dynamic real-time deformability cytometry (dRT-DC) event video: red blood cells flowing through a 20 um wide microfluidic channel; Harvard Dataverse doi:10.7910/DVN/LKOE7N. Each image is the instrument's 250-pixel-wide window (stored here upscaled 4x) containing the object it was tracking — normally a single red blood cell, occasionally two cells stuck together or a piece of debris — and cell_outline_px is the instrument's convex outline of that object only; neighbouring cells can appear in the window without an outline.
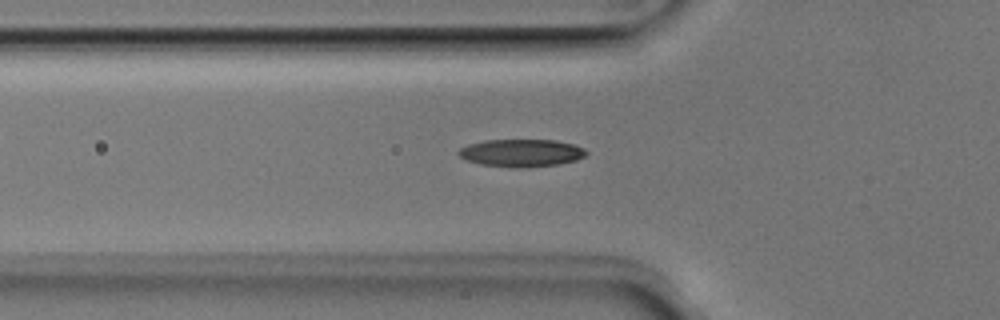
{"species": "Egyptian fruit bat (a non-hibernating species)", "species_latin": "Rousettus aegyptiacus", "temperature_condition": "room temperature", "stored_images_in_passage": 43, "camera_frame_rate_fps": 3000, "um_per_image_px": 0.085, "animal": {"sex": "male"}, "frame": {"image": 1, "passage_image": 8, "time_ms": 2.333, "image_size_px": [1000, 320], "cell_outline_px": [[588, 152], [584, 156], [576, 160], [560, 164], [528, 168], [516, 168], [480, 164], [468, 160], [460, 156], [456, 152], [460, 148], [468, 144], [484, 140], [556, 140], [572, 144], [584, 148]], "centroid_in_image_um": [44.32, 13.0], "position_along_channel_um": 81.5, "area_um2": 20.63}}
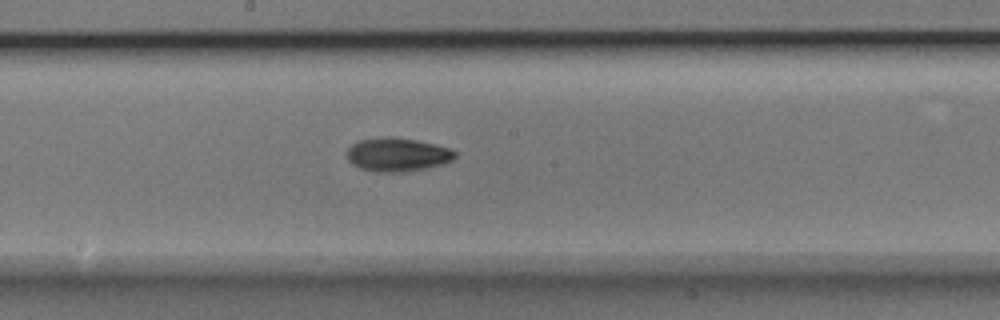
{"frame": {"image": 2, "passage_image": 18, "time_ms": 5.667, "image_size_px": [1000, 320], "cell_outline_px": [[456, 156], [452, 160], [440, 164], [424, 168], [400, 172], [376, 172], [360, 168], [352, 164], [348, 160], [348, 148], [352, 144], [360, 140], [416, 140], [448, 148], [456, 152]], "centroid_in_image_um": [33.77, 13.19], "position_along_channel_um": 214.4, "area_um2": 20.0}}
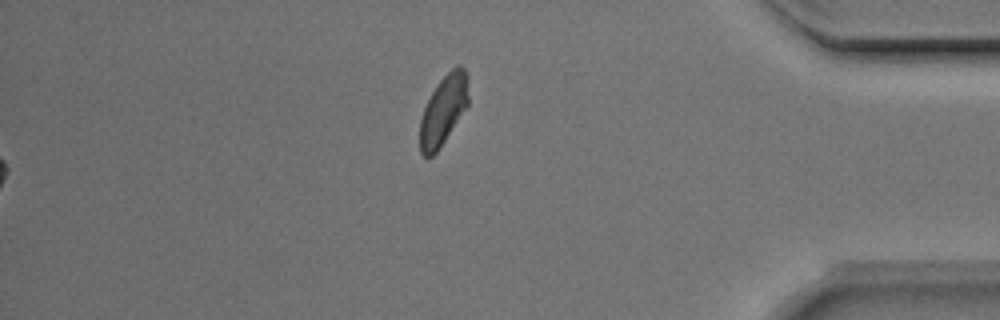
{"frame": {"image": 3, "passage_image": 43, "time_ms": 14.0, "image_size_px": [1000, 320], "cell_outline_px": [[468, 104], [440, 148], [432, 156], [424, 156], [420, 152], [420, 120], [424, 108], [436, 84], [456, 64], [460, 64], [464, 68], [468, 76]], "centroid_in_image_um": [37.7, 9.33], "position_along_channel_um": 397.5, "area_um2": 19.59}, "authors_computed_cell_mechanics": {"area_um2": 19.5942, "velocity_mm_per_s": 3.9711, "shape_relaxation_time_tau1_ms": 5.5259, "shape_relaxation_time_tau2_ms": 6.008, "deformation_change_tau1": 0.1634, "deformation_change_tau2": 0.1017}}